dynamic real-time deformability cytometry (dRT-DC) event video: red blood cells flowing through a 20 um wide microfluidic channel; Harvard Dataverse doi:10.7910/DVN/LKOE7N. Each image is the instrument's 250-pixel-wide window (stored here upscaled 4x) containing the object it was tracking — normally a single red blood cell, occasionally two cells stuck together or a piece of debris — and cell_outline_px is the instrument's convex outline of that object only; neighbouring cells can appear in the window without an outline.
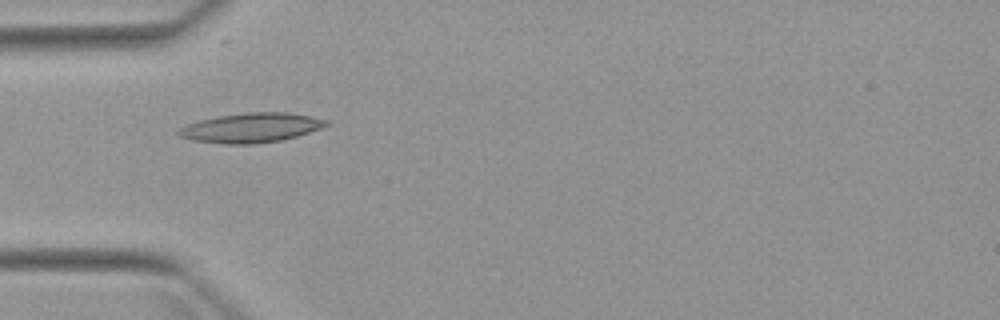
{"species": "Egyptian fruit bat (a non-hibernating species)", "species_latin": "Rousettus aegyptiacus", "temperature_condition": "warm", "stored_images_in_passage": 3, "camera_frame_rate_fps": 3000, "um_per_image_px": 0.085, "animal": {"sex": "female"}, "frame": {"image": 1, "passage_image": 3, "time_ms": 2.333, "image_size_px": [1000, 320], "cell_outline_px": [[332, 124], [324, 128], [296, 136], [280, 140], [252, 144], [224, 144], [192, 140], [180, 136], [176, 132], [184, 124], [216, 116], [248, 112], [288, 112], [312, 116], [328, 120]], "centroid_in_image_um": [21.37, 10.85], "position_along_channel_um": 63.6, "area_um2": 25.66}}